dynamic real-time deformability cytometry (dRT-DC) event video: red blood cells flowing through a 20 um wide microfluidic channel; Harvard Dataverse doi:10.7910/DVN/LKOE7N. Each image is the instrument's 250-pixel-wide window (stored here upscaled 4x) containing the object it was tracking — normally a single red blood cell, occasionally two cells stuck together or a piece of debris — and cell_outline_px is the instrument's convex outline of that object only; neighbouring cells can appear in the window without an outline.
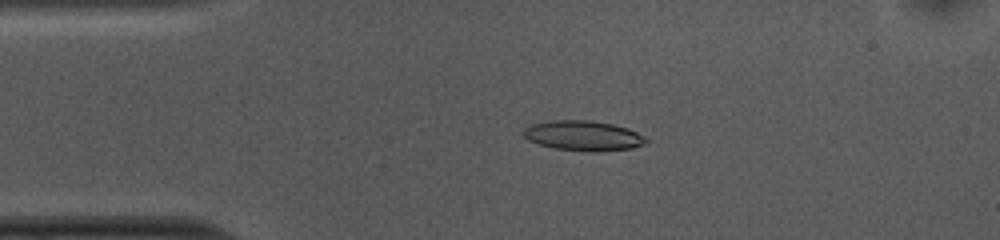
{"species": "common noctule bat (a hibernating species)", "species_latin": "Nyctalus noctula", "temperature_condition": "cold", "stored_images_in_passage": 52, "camera_frame_rate_fps": 3000, "um_per_image_px": 0.085, "animal": {"sex": "female", "body_mass_g": 10.0, "forearm_length_mm": 53.1}, "frame": {"image": 1, "passage_image": 10, "time_ms": 3.0, "image_size_px": [1000, 240], "cell_outline_px": [[648, 140], [644, 144], [632, 148], [600, 152], [592, 152], [552, 148], [528, 140], [524, 136], [524, 128], [532, 124], [552, 120], [588, 120], [612, 124], [628, 128], [644, 136]], "centroid_in_image_um": [49.59, 11.54], "position_along_channel_um": 35.4, "area_um2": 21.44}}
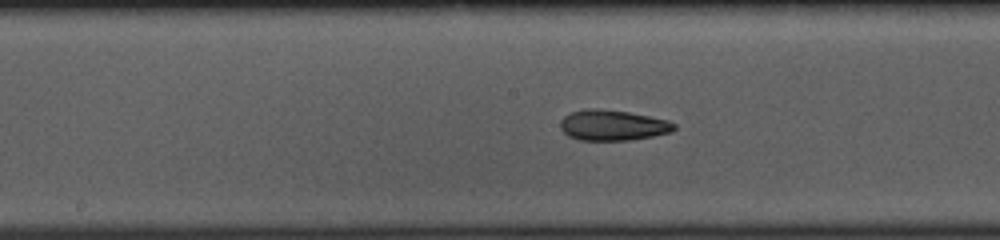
{"frame": {"image": 2, "passage_image": 25, "time_ms": 8.0, "image_size_px": [1000, 240], "cell_outline_px": [[676, 128], [672, 132], [652, 136], [628, 140], [580, 140], [568, 136], [560, 128], [560, 120], [564, 116], [572, 112], [588, 108], [596, 108], [628, 112], [668, 120], [676, 124]], "centroid_in_image_um": [52.07, 10.64], "position_along_channel_um": 196.1, "area_um2": 20.23}}
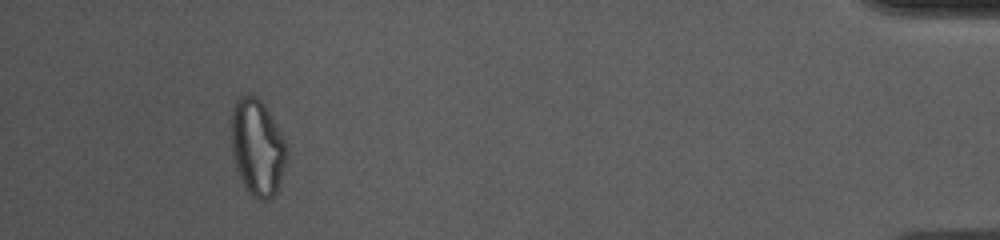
{"frame": {"image": 3, "passage_image": 48, "time_ms": 15.667, "image_size_px": [1000, 240], "cell_outline_px": [[288, 156], [276, 192], [268, 200], [256, 200], [248, 192], [236, 168], [232, 152], [232, 108], [236, 100], [240, 96], [256, 96], [260, 100], [268, 112], [280, 132], [284, 140], [288, 152]], "centroid_in_image_um": [21.87, 12.56], "position_along_channel_um": 413.3, "area_um2": 30.69}, "authors_computed_cell_mechanics": {"area_um2": 20.7791, "velocity_mm_per_s": 3.7395, "shape_relaxation_time_tau1_ms": 9.0306, "shape_relaxation_time_tau2_ms": 3.6443, "deformation_change_tau1": 0.2357, "deformation_change_tau2": 0.119}}